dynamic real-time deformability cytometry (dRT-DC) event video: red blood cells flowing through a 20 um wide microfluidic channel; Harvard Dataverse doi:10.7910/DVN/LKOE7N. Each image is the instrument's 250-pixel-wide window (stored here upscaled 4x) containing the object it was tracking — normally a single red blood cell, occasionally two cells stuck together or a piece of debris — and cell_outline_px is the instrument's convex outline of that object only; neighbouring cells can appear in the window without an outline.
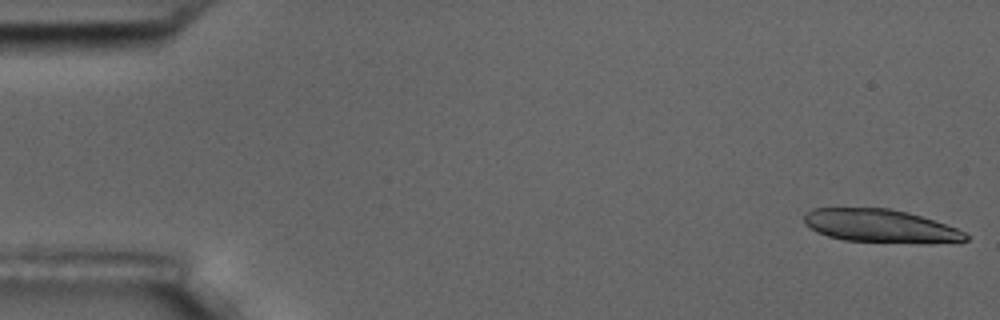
{"species": "common noctule bat (a hibernating species)", "species_latin": "Nyctalus noctula", "temperature_condition": "room temperature", "stored_images_in_passage": 16, "camera_frame_rate_fps": 3000, "um_per_image_px": 0.085, "animal": {"sex": "male", "body_mass_g": 17.5, "forearm_length_mm": 52.3}, "frame": {"image": 1, "passage_image": 1, "time_ms": 0.0, "image_size_px": [1000, 320], "cell_outline_px": [[968, 240], [960, 244], [928, 244], [844, 240], [828, 236], [816, 232], [804, 224], [804, 212], [812, 208], [888, 208], [908, 212], [956, 228], [964, 232], [968, 236]], "centroid_in_image_um": [74.89, 19.23], "position_along_channel_um": 10.1, "area_um2": 31.79}}